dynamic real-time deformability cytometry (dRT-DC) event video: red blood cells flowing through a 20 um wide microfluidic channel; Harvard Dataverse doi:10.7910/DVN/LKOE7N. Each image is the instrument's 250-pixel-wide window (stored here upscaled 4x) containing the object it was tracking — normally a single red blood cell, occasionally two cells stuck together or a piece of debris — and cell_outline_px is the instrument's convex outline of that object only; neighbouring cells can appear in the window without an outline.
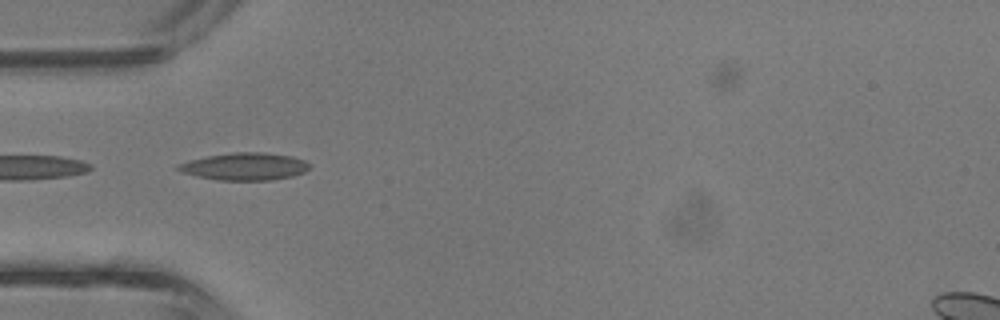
{"species": "common noctule bat (a hibernating species)", "species_latin": "Nyctalus noctula", "temperature_condition": "room temperature", "stored_images_in_passage": 6, "camera_frame_rate_fps": 3000, "um_per_image_px": 0.085, "animal": {"sex": "male", "body_mass_g": 13.3}, "frame": {"image": 1, "passage_image": 5, "time_ms": 1.333, "image_size_px": [1000, 320], "cell_outline_px": [[308, 168], [304, 172], [292, 176], [272, 180], [220, 180], [196, 176], [184, 172], [176, 168], [176, 164], [188, 160], [208, 156], [232, 152], [264, 152], [292, 156], [304, 160], [308, 164]], "centroid_in_image_um": [20.78, 14.14], "position_along_channel_um": 64.2, "area_um2": 20.87}}
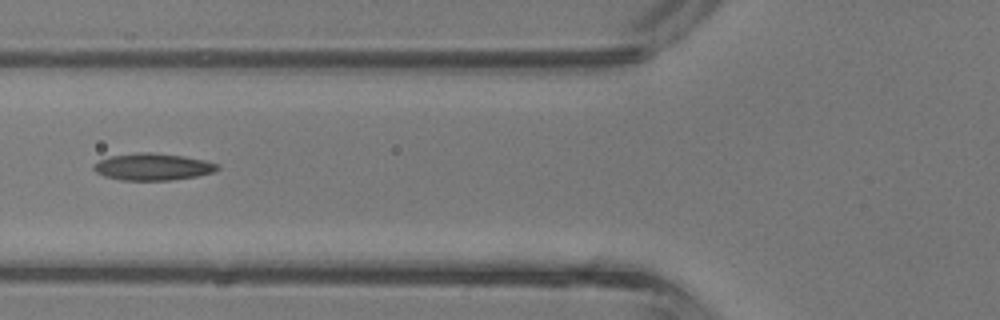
{"frame": {"image": 2, "passage_image": 6, "time_ms": 1.667, "image_size_px": [1000, 320], "cell_outline_px": [[220, 168], [216, 172], [196, 176], [172, 180], [120, 180], [104, 176], [96, 172], [92, 168], [92, 164], [100, 160], [112, 156], [136, 152], [152, 152], [184, 156], [204, 160], [220, 164]], "centroid_in_image_um": [13.01, 14.18], "position_along_channel_um": 112.8, "area_um2": 19.59}}